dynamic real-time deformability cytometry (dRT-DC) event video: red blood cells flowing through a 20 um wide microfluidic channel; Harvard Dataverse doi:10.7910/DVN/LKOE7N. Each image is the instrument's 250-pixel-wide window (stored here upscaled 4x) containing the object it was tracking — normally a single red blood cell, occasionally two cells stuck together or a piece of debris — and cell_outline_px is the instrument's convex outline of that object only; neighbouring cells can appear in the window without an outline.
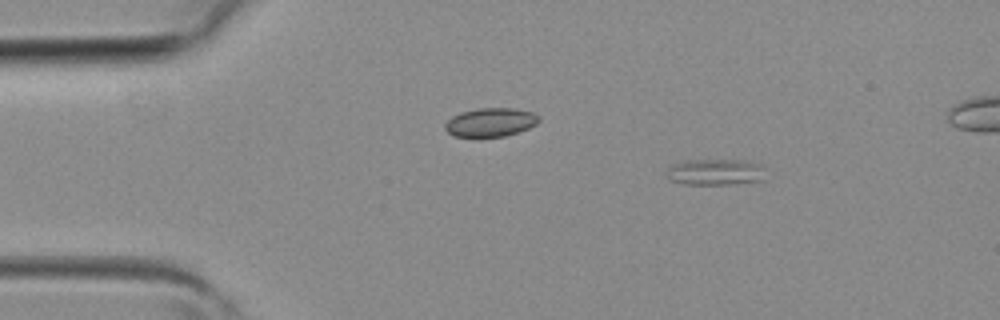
{"species": "common noctule bat (a hibernating species)", "species_latin": "Nyctalus noctula", "temperature_condition": "room temperature", "stored_images_in_passage": 3, "camera_frame_rate_fps": 3000, "um_per_image_px": 0.085, "animal": {"sex": "female", "body_mass_g": 19.3, "forearm_length_mm": 54.1}, "frame": {"image": 1, "passage_image": 1, "time_ms": 0.0, "image_size_px": [1000, 320], "cell_outline_px": [[764, 168], [760, 180], [728, 184], [680, 184], [668, 180], [664, 176], [668, 168], [672, 164], [688, 160], [740, 160], [756, 164]], "centroid_in_image_um": [60.65, 14.63], "position_along_channel_um": 24.3, "area_um2": 14.91}}